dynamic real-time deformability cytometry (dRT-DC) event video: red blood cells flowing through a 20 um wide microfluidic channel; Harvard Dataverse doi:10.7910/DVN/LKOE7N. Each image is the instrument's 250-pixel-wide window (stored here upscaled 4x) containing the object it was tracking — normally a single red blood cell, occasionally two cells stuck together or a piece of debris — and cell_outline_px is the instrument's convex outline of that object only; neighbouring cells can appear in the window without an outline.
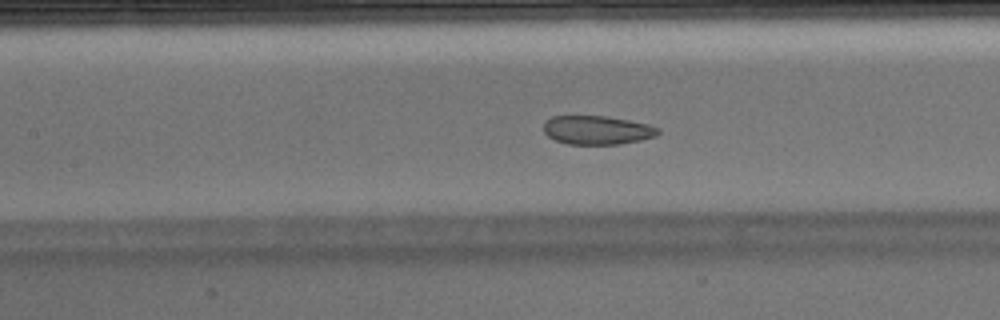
{"species": "Egyptian fruit bat (a non-hibernating species)", "species_latin": "Rousettus aegyptiacus", "temperature_condition": "warm", "stored_images_in_passage": 50, "camera_frame_rate_fps": 3000, "um_per_image_px": 0.085, "animal": {"sex": "male"}, "frame": {"image": 1, "passage_image": 22, "time_ms": 7.0, "image_size_px": [1000, 320], "cell_outline_px": [[660, 132], [656, 136], [640, 140], [620, 144], [568, 144], [556, 140], [548, 136], [544, 132], [544, 124], [552, 116], [604, 116], [628, 120], [648, 124], [660, 128]], "centroid_in_image_um": [50.78, 11.06], "position_along_channel_um": 156.6, "area_um2": 19.07}, "authors_computed_cell_mechanics": {"area_um2": 22.6865, "velocity_mm_per_s": 3.9598, "shape_relaxation_time_tau1_ms": 7.3526, "shape_relaxation_time_tau2_ms": 1.1317, "deformation_change_tau1": 0.1552, "deformation_change_tau2": 0.0533}}